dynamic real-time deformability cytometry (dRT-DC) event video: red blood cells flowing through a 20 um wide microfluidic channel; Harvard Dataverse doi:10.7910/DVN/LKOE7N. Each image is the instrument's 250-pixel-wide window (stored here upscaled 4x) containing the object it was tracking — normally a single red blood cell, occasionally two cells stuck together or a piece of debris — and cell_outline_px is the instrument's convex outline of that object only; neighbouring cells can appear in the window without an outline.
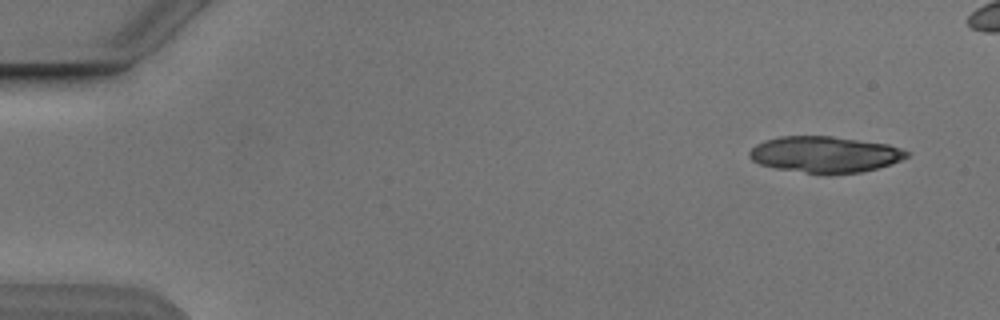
{"species": "Egyptian fruit bat (a non-hibernating species)", "species_latin": "Rousettus aegyptiacus", "temperature_condition": "cold", "stored_images_in_passage": 5, "camera_frame_rate_fps": 3000, "um_per_image_px": 0.085, "animal": {"sex": "male"}, "frame": {"image": 1, "passage_image": 1, "time_ms": 0.0, "image_size_px": [1000, 320], "cell_outline_px": [[912, 152], [908, 156], [892, 164], [860, 172], [832, 176], [828, 176], [776, 168], [760, 164], [752, 160], [748, 156], [748, 152], [756, 144], [764, 140], [780, 136], [832, 136], [888, 144]], "centroid_in_image_um": [70.12, 13.14], "position_along_channel_um": 14.9, "area_um2": 33.7}}